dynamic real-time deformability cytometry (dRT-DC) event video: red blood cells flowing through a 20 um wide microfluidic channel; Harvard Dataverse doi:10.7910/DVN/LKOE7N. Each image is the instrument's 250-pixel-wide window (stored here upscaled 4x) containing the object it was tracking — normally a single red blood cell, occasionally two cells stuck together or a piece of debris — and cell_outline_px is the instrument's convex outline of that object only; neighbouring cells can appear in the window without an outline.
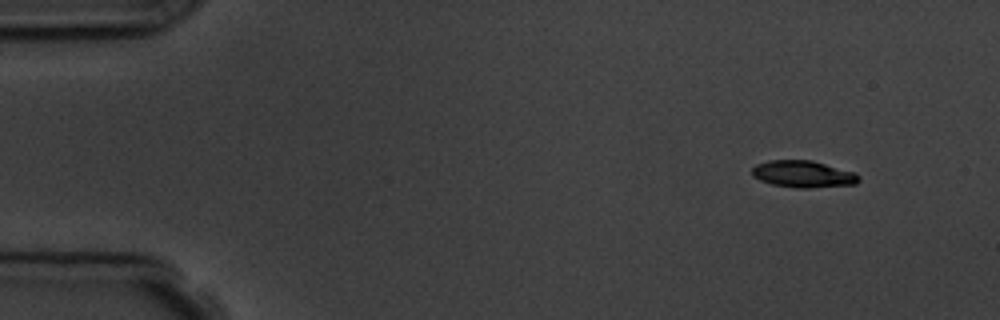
{"species": "common noctule bat (a hibernating species)", "species_latin": "Nyctalus noctula", "temperature_condition": "room temperature", "stored_images_in_passage": 6, "segment_of_instrument_passage": [2, 2], "camera_frame_rate_fps": 3000, "um_per_image_px": 0.085, "animal": {"sex": "male", "body_mass_g": 19.5, "forearm_length_mm": 54.6}, "frame": {"image": 1, "passage_image": 6, "time_ms": 6.667, "image_size_px": [1000, 320], "cell_outline_px": [[860, 180], [856, 184], [808, 188], [796, 188], [772, 184], [760, 180], [752, 176], [752, 168], [756, 164], [768, 160], [812, 160], [856, 172], [860, 176]], "centroid_in_image_um": [68.28, 14.79], "position_along_channel_um": 16.7, "area_um2": 16.88}}